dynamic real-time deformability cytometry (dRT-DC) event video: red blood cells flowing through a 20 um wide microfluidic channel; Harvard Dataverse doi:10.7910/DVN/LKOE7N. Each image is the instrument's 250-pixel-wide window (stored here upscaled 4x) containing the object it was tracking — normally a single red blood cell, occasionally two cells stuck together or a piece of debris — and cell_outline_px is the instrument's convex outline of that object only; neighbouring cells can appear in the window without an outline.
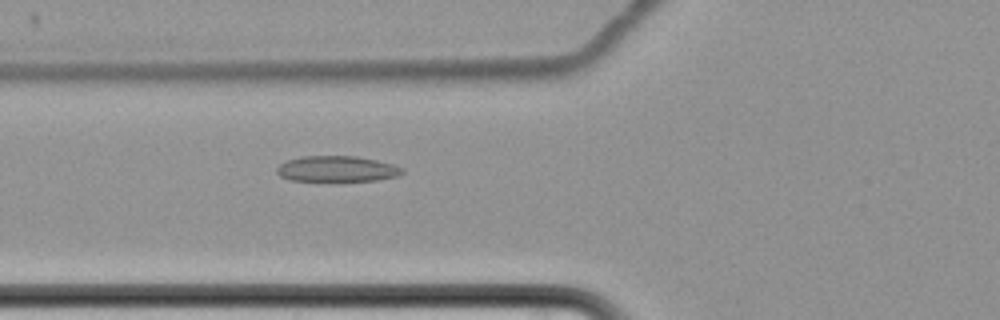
{"species": "common noctule bat (a hibernating species)", "species_latin": "Nyctalus noctula", "temperature_condition": "cold", "stored_images_in_passage": 5, "camera_frame_rate_fps": 3000, "um_per_image_px": 0.085, "animal": {"sex": "female", "body_mass_g": 22.7, "forearm_length_mm": 54.2}, "frame": {"image": 1, "passage_image": 5, "time_ms": 5.0, "image_size_px": [1000, 320], "cell_outline_px": [[404, 172], [396, 176], [376, 180], [288, 180], [280, 176], [276, 172], [276, 168], [280, 164], [288, 160], [300, 156], [356, 156], [376, 160], [392, 164], [404, 168]], "centroid_in_image_um": [28.62, 14.34], "position_along_channel_um": 97.2, "area_um2": 18.61}}